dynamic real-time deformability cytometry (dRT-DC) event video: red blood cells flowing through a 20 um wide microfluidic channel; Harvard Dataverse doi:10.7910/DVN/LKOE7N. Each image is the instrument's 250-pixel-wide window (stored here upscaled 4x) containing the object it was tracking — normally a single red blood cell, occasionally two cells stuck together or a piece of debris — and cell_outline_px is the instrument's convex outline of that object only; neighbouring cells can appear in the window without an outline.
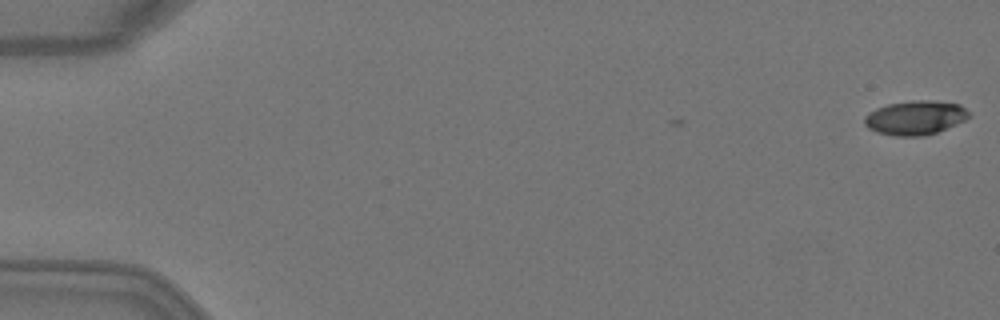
{"species": "Egyptian fruit bat (a non-hibernating species)", "species_latin": "Rousettus aegyptiacus", "temperature_condition": "warm", "stored_images_in_passage": 3, "camera_frame_rate_fps": 3000, "um_per_image_px": 0.085, "animal": {"sex": "female"}, "frame": {"image": 1, "passage_image": 1, "time_ms": 0.0, "image_size_px": [1000, 320], "cell_outline_px": [[972, 116], [964, 120], [936, 132], [924, 136], [892, 136], [876, 132], [868, 128], [864, 124], [864, 116], [868, 112], [876, 108], [888, 104], [912, 100], [932, 100], [960, 104]], "centroid_in_image_um": [77.76, 10.0], "position_along_channel_um": 7.2, "area_um2": 20.87}}